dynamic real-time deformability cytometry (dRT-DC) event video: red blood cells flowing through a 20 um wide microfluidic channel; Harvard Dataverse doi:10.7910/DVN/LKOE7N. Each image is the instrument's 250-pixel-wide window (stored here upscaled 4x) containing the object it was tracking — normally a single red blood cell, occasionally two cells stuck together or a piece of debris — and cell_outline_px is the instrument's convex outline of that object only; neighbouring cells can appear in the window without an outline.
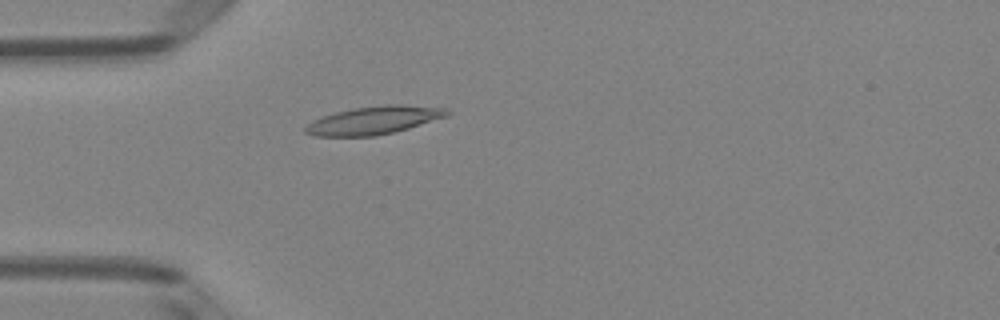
{"species": "Egyptian fruit bat (a non-hibernating species)", "species_latin": "Rousettus aegyptiacus", "temperature_condition": "room temperature", "stored_images_in_passage": 51, "camera_frame_rate_fps": 3000, "um_per_image_px": 0.085, "animal": {"sex": "female"}, "frame": {"image": 1, "passage_image": 15, "time_ms": 4.667, "image_size_px": [1000, 320], "cell_outline_px": [[452, 112], [448, 116], [408, 128], [376, 136], [312, 136], [304, 132], [304, 128], [312, 120], [336, 112], [352, 108], [384, 104], [400, 104], [444, 108]], "centroid_in_image_um": [31.77, 10.22], "position_along_channel_um": 53.2, "area_um2": 23.12}}
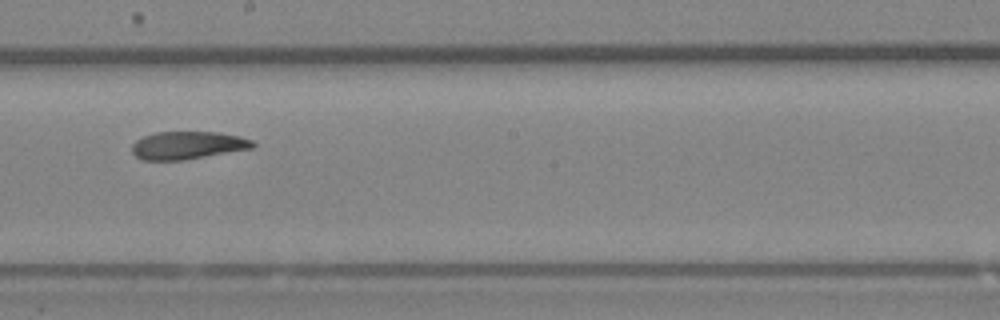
{"frame": {"image": 2, "passage_image": 29, "time_ms": 9.333, "image_size_px": [1000, 320], "cell_outline_px": [[256, 144], [252, 148], [184, 160], [140, 160], [132, 152], [132, 144], [136, 140], [144, 136], [156, 132], [216, 132], [240, 136], [252, 140]], "centroid_in_image_um": [15.93, 12.35], "position_along_channel_um": 232.3, "area_um2": 19.54}}
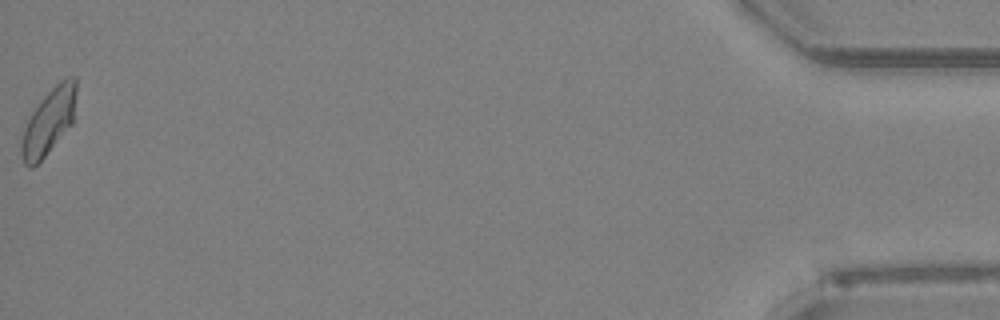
{"frame": {"image": 3, "passage_image": 51, "time_ms": 16.667, "image_size_px": [1000, 320], "cell_outline_px": [[76, 92], [72, 124], [44, 156], [32, 168], [28, 168], [24, 164], [20, 152], [20, 144], [24, 128], [32, 112], [40, 100], [64, 76], [76, 76]], "centroid_in_image_um": [4.14, 10.31], "position_along_channel_um": 431.1, "area_um2": 20.87}, "authors_computed_cell_mechanics": {"area_um2": 20.8658, "velocity_mm_per_s": 4.0125, "shape_relaxation_time_tau1_ms": null, "shape_relaxation_time_tau2_ms": 2.6072, "deformation_change_tau1": null, "deformation_change_tau2": 0.0884}}